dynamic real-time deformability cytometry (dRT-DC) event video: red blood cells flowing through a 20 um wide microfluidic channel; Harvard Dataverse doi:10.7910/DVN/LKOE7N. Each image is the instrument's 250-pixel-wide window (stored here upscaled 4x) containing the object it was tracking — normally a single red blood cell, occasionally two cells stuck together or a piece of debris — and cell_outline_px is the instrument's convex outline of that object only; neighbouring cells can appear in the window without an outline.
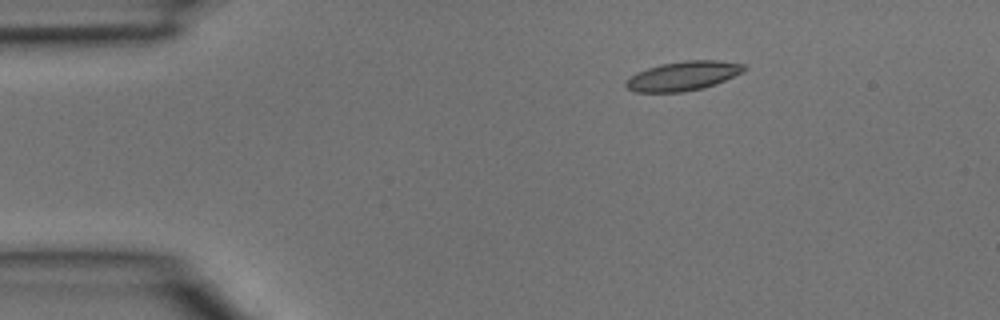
{"species": "common noctule bat (a hibernating species)", "species_latin": "Nyctalus noctula", "temperature_condition": "room temperature", "stored_images_in_passage": 5, "camera_frame_rate_fps": 3000, "um_per_image_px": 0.085, "animal": {"sex": "male", "body_mass_g": 15.6}, "frame": {"image": 1, "passage_image": 2, "time_ms": 0.333, "image_size_px": [1000, 320], "cell_outline_px": [[748, 68], [744, 72], [704, 88], [684, 92], [636, 92], [628, 88], [624, 84], [636, 72], [660, 64], [684, 60], [720, 60], [744, 64]], "centroid_in_image_um": [58.1, 6.44], "position_along_channel_um": 26.9, "area_um2": 20.17}}
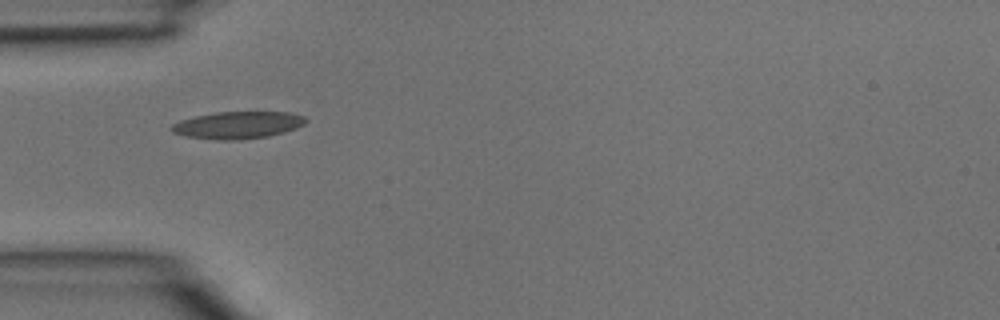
{"frame": {"image": 2, "passage_image": 4, "time_ms": 1.0, "image_size_px": [1000, 320], "cell_outline_px": [[308, 120], [304, 124], [296, 128], [284, 132], [268, 136], [240, 140], [220, 140], [188, 136], [172, 132], [168, 128], [172, 124], [180, 120], [196, 116], [216, 112], [288, 112], [304, 116]], "centroid_in_image_um": [20.21, 10.63], "position_along_channel_um": 64.8, "area_um2": 21.21}}